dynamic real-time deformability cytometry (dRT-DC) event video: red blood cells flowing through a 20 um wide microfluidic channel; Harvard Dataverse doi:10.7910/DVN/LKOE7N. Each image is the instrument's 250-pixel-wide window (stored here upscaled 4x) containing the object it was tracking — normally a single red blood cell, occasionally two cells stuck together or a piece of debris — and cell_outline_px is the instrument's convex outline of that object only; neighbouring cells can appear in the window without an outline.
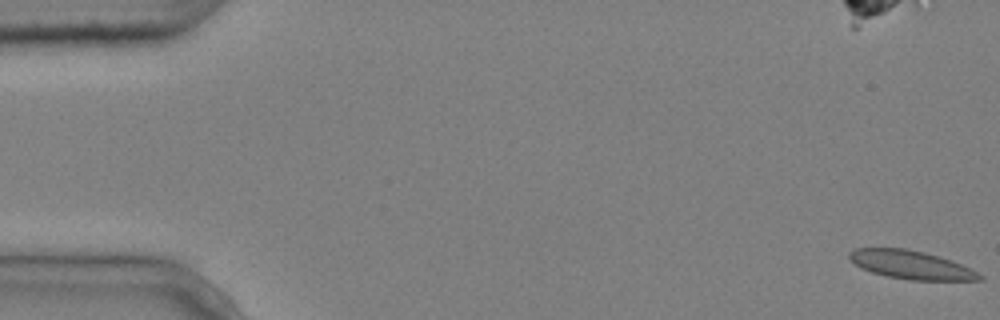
{"species": "common noctule bat (a hibernating species)", "species_latin": "Nyctalus noctula", "temperature_condition": "cold", "stored_images_in_passage": 4, "camera_frame_rate_fps": 3000, "um_per_image_px": 0.085, "animal": {"sex": "male", "body_mass_g": 20.4}, "frame": {"image": 1, "passage_image": 1, "time_ms": 0.0, "image_size_px": [1000, 320], "cell_outline_px": [[984, 280], [912, 280], [888, 276], [872, 272], [860, 268], [848, 256], [848, 252], [856, 248], [904, 248], [924, 252], [972, 268], [984, 276]], "centroid_in_image_um": [77.45, 22.51], "position_along_channel_um": 7.6, "area_um2": 21.33}}